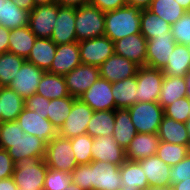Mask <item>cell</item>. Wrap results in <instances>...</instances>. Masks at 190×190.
<instances>
[{
    "mask_svg": "<svg viewBox=\"0 0 190 190\" xmlns=\"http://www.w3.org/2000/svg\"><path fill=\"white\" fill-rule=\"evenodd\" d=\"M24 103L25 107L30 111H35L37 114L42 115V118H47L49 99L35 93L31 97L26 98Z\"/></svg>",
    "mask_w": 190,
    "mask_h": 190,
    "instance_id": "cell-47",
    "label": "cell"
},
{
    "mask_svg": "<svg viewBox=\"0 0 190 190\" xmlns=\"http://www.w3.org/2000/svg\"><path fill=\"white\" fill-rule=\"evenodd\" d=\"M147 40L141 34H132L114 42L115 54L123 56L137 65L146 66Z\"/></svg>",
    "mask_w": 190,
    "mask_h": 190,
    "instance_id": "cell-20",
    "label": "cell"
},
{
    "mask_svg": "<svg viewBox=\"0 0 190 190\" xmlns=\"http://www.w3.org/2000/svg\"><path fill=\"white\" fill-rule=\"evenodd\" d=\"M119 169V165L91 161L77 165L71 172V180L83 190H120L123 184Z\"/></svg>",
    "mask_w": 190,
    "mask_h": 190,
    "instance_id": "cell-1",
    "label": "cell"
},
{
    "mask_svg": "<svg viewBox=\"0 0 190 190\" xmlns=\"http://www.w3.org/2000/svg\"><path fill=\"white\" fill-rule=\"evenodd\" d=\"M186 11H190V0H175Z\"/></svg>",
    "mask_w": 190,
    "mask_h": 190,
    "instance_id": "cell-56",
    "label": "cell"
},
{
    "mask_svg": "<svg viewBox=\"0 0 190 190\" xmlns=\"http://www.w3.org/2000/svg\"><path fill=\"white\" fill-rule=\"evenodd\" d=\"M176 44L171 32L149 39L146 47V66L163 70Z\"/></svg>",
    "mask_w": 190,
    "mask_h": 190,
    "instance_id": "cell-12",
    "label": "cell"
},
{
    "mask_svg": "<svg viewBox=\"0 0 190 190\" xmlns=\"http://www.w3.org/2000/svg\"><path fill=\"white\" fill-rule=\"evenodd\" d=\"M136 134L137 131L131 121L129 111L127 109H116L113 138L118 145L126 149Z\"/></svg>",
    "mask_w": 190,
    "mask_h": 190,
    "instance_id": "cell-32",
    "label": "cell"
},
{
    "mask_svg": "<svg viewBox=\"0 0 190 190\" xmlns=\"http://www.w3.org/2000/svg\"><path fill=\"white\" fill-rule=\"evenodd\" d=\"M26 59L14 53L0 54V87H8Z\"/></svg>",
    "mask_w": 190,
    "mask_h": 190,
    "instance_id": "cell-39",
    "label": "cell"
},
{
    "mask_svg": "<svg viewBox=\"0 0 190 190\" xmlns=\"http://www.w3.org/2000/svg\"><path fill=\"white\" fill-rule=\"evenodd\" d=\"M36 93L49 100L70 96L64 76L50 72H44Z\"/></svg>",
    "mask_w": 190,
    "mask_h": 190,
    "instance_id": "cell-31",
    "label": "cell"
},
{
    "mask_svg": "<svg viewBox=\"0 0 190 190\" xmlns=\"http://www.w3.org/2000/svg\"><path fill=\"white\" fill-rule=\"evenodd\" d=\"M137 133H157L164 117L158 102H138L128 109Z\"/></svg>",
    "mask_w": 190,
    "mask_h": 190,
    "instance_id": "cell-5",
    "label": "cell"
},
{
    "mask_svg": "<svg viewBox=\"0 0 190 190\" xmlns=\"http://www.w3.org/2000/svg\"><path fill=\"white\" fill-rule=\"evenodd\" d=\"M75 99V97L67 96L59 99H52L50 100V103H48L47 118L58 131L63 126L65 120L71 112Z\"/></svg>",
    "mask_w": 190,
    "mask_h": 190,
    "instance_id": "cell-38",
    "label": "cell"
},
{
    "mask_svg": "<svg viewBox=\"0 0 190 190\" xmlns=\"http://www.w3.org/2000/svg\"><path fill=\"white\" fill-rule=\"evenodd\" d=\"M186 126H187V132H188L189 137H190V119H188Z\"/></svg>",
    "mask_w": 190,
    "mask_h": 190,
    "instance_id": "cell-62",
    "label": "cell"
},
{
    "mask_svg": "<svg viewBox=\"0 0 190 190\" xmlns=\"http://www.w3.org/2000/svg\"><path fill=\"white\" fill-rule=\"evenodd\" d=\"M56 45H63L77 41L75 31V8H58L57 19L50 38Z\"/></svg>",
    "mask_w": 190,
    "mask_h": 190,
    "instance_id": "cell-19",
    "label": "cell"
},
{
    "mask_svg": "<svg viewBox=\"0 0 190 190\" xmlns=\"http://www.w3.org/2000/svg\"><path fill=\"white\" fill-rule=\"evenodd\" d=\"M123 186L145 190L149 184L147 177L138 161L126 160L120 165Z\"/></svg>",
    "mask_w": 190,
    "mask_h": 190,
    "instance_id": "cell-36",
    "label": "cell"
},
{
    "mask_svg": "<svg viewBox=\"0 0 190 190\" xmlns=\"http://www.w3.org/2000/svg\"><path fill=\"white\" fill-rule=\"evenodd\" d=\"M25 134L17 121L0 123V148L8 150L10 144L17 142Z\"/></svg>",
    "mask_w": 190,
    "mask_h": 190,
    "instance_id": "cell-42",
    "label": "cell"
},
{
    "mask_svg": "<svg viewBox=\"0 0 190 190\" xmlns=\"http://www.w3.org/2000/svg\"><path fill=\"white\" fill-rule=\"evenodd\" d=\"M141 11L139 7L125 5L105 12V36L115 42L126 36L141 33Z\"/></svg>",
    "mask_w": 190,
    "mask_h": 190,
    "instance_id": "cell-2",
    "label": "cell"
},
{
    "mask_svg": "<svg viewBox=\"0 0 190 190\" xmlns=\"http://www.w3.org/2000/svg\"><path fill=\"white\" fill-rule=\"evenodd\" d=\"M157 134L160 141L186 146L190 143L186 123L175 121L167 116L163 117Z\"/></svg>",
    "mask_w": 190,
    "mask_h": 190,
    "instance_id": "cell-25",
    "label": "cell"
},
{
    "mask_svg": "<svg viewBox=\"0 0 190 190\" xmlns=\"http://www.w3.org/2000/svg\"><path fill=\"white\" fill-rule=\"evenodd\" d=\"M156 155L172 167L188 155V146L160 141Z\"/></svg>",
    "mask_w": 190,
    "mask_h": 190,
    "instance_id": "cell-40",
    "label": "cell"
},
{
    "mask_svg": "<svg viewBox=\"0 0 190 190\" xmlns=\"http://www.w3.org/2000/svg\"><path fill=\"white\" fill-rule=\"evenodd\" d=\"M164 75L172 77H184L190 72L189 46L176 44L171 55L168 57V63L162 70Z\"/></svg>",
    "mask_w": 190,
    "mask_h": 190,
    "instance_id": "cell-30",
    "label": "cell"
},
{
    "mask_svg": "<svg viewBox=\"0 0 190 190\" xmlns=\"http://www.w3.org/2000/svg\"><path fill=\"white\" fill-rule=\"evenodd\" d=\"M137 77L123 79L112 83V94L116 109H128L130 106L139 102L137 96Z\"/></svg>",
    "mask_w": 190,
    "mask_h": 190,
    "instance_id": "cell-24",
    "label": "cell"
},
{
    "mask_svg": "<svg viewBox=\"0 0 190 190\" xmlns=\"http://www.w3.org/2000/svg\"><path fill=\"white\" fill-rule=\"evenodd\" d=\"M77 42L105 36V13L87 4L75 8Z\"/></svg>",
    "mask_w": 190,
    "mask_h": 190,
    "instance_id": "cell-4",
    "label": "cell"
},
{
    "mask_svg": "<svg viewBox=\"0 0 190 190\" xmlns=\"http://www.w3.org/2000/svg\"><path fill=\"white\" fill-rule=\"evenodd\" d=\"M71 182V174L48 168L43 190H63L69 186Z\"/></svg>",
    "mask_w": 190,
    "mask_h": 190,
    "instance_id": "cell-45",
    "label": "cell"
},
{
    "mask_svg": "<svg viewBox=\"0 0 190 190\" xmlns=\"http://www.w3.org/2000/svg\"><path fill=\"white\" fill-rule=\"evenodd\" d=\"M10 30L0 25V54L8 52Z\"/></svg>",
    "mask_w": 190,
    "mask_h": 190,
    "instance_id": "cell-50",
    "label": "cell"
},
{
    "mask_svg": "<svg viewBox=\"0 0 190 190\" xmlns=\"http://www.w3.org/2000/svg\"><path fill=\"white\" fill-rule=\"evenodd\" d=\"M120 190H139L138 188H131L129 186H122Z\"/></svg>",
    "mask_w": 190,
    "mask_h": 190,
    "instance_id": "cell-61",
    "label": "cell"
},
{
    "mask_svg": "<svg viewBox=\"0 0 190 190\" xmlns=\"http://www.w3.org/2000/svg\"><path fill=\"white\" fill-rule=\"evenodd\" d=\"M36 39L29 26L10 30L8 51L27 59Z\"/></svg>",
    "mask_w": 190,
    "mask_h": 190,
    "instance_id": "cell-28",
    "label": "cell"
},
{
    "mask_svg": "<svg viewBox=\"0 0 190 190\" xmlns=\"http://www.w3.org/2000/svg\"><path fill=\"white\" fill-rule=\"evenodd\" d=\"M35 6L56 3V0H33Z\"/></svg>",
    "mask_w": 190,
    "mask_h": 190,
    "instance_id": "cell-59",
    "label": "cell"
},
{
    "mask_svg": "<svg viewBox=\"0 0 190 190\" xmlns=\"http://www.w3.org/2000/svg\"><path fill=\"white\" fill-rule=\"evenodd\" d=\"M159 144L157 133H137L125 149L126 160L139 161L156 155Z\"/></svg>",
    "mask_w": 190,
    "mask_h": 190,
    "instance_id": "cell-22",
    "label": "cell"
},
{
    "mask_svg": "<svg viewBox=\"0 0 190 190\" xmlns=\"http://www.w3.org/2000/svg\"><path fill=\"white\" fill-rule=\"evenodd\" d=\"M47 170L45 159L25 157L15 162L12 177L19 190H43Z\"/></svg>",
    "mask_w": 190,
    "mask_h": 190,
    "instance_id": "cell-3",
    "label": "cell"
},
{
    "mask_svg": "<svg viewBox=\"0 0 190 190\" xmlns=\"http://www.w3.org/2000/svg\"><path fill=\"white\" fill-rule=\"evenodd\" d=\"M145 190H171V186H148Z\"/></svg>",
    "mask_w": 190,
    "mask_h": 190,
    "instance_id": "cell-58",
    "label": "cell"
},
{
    "mask_svg": "<svg viewBox=\"0 0 190 190\" xmlns=\"http://www.w3.org/2000/svg\"><path fill=\"white\" fill-rule=\"evenodd\" d=\"M11 1L19 8L29 12L35 7L33 0H11Z\"/></svg>",
    "mask_w": 190,
    "mask_h": 190,
    "instance_id": "cell-53",
    "label": "cell"
},
{
    "mask_svg": "<svg viewBox=\"0 0 190 190\" xmlns=\"http://www.w3.org/2000/svg\"><path fill=\"white\" fill-rule=\"evenodd\" d=\"M44 159L49 169L60 170L69 174L78 165L70 139L59 135L47 143Z\"/></svg>",
    "mask_w": 190,
    "mask_h": 190,
    "instance_id": "cell-6",
    "label": "cell"
},
{
    "mask_svg": "<svg viewBox=\"0 0 190 190\" xmlns=\"http://www.w3.org/2000/svg\"><path fill=\"white\" fill-rule=\"evenodd\" d=\"M57 3L35 6L29 14V27L37 38H51L58 15Z\"/></svg>",
    "mask_w": 190,
    "mask_h": 190,
    "instance_id": "cell-10",
    "label": "cell"
},
{
    "mask_svg": "<svg viewBox=\"0 0 190 190\" xmlns=\"http://www.w3.org/2000/svg\"><path fill=\"white\" fill-rule=\"evenodd\" d=\"M186 87L185 76L172 77L164 75L157 102L162 108L170 105L173 101L186 96Z\"/></svg>",
    "mask_w": 190,
    "mask_h": 190,
    "instance_id": "cell-33",
    "label": "cell"
},
{
    "mask_svg": "<svg viewBox=\"0 0 190 190\" xmlns=\"http://www.w3.org/2000/svg\"><path fill=\"white\" fill-rule=\"evenodd\" d=\"M29 14L11 0H0V25L9 30L29 26Z\"/></svg>",
    "mask_w": 190,
    "mask_h": 190,
    "instance_id": "cell-27",
    "label": "cell"
},
{
    "mask_svg": "<svg viewBox=\"0 0 190 190\" xmlns=\"http://www.w3.org/2000/svg\"><path fill=\"white\" fill-rule=\"evenodd\" d=\"M72 150L78 165L89 164L92 161L91 147L93 137L88 134L79 135L70 139Z\"/></svg>",
    "mask_w": 190,
    "mask_h": 190,
    "instance_id": "cell-41",
    "label": "cell"
},
{
    "mask_svg": "<svg viewBox=\"0 0 190 190\" xmlns=\"http://www.w3.org/2000/svg\"><path fill=\"white\" fill-rule=\"evenodd\" d=\"M139 67L135 62L114 53L99 66V73L101 78L114 83L136 76Z\"/></svg>",
    "mask_w": 190,
    "mask_h": 190,
    "instance_id": "cell-17",
    "label": "cell"
},
{
    "mask_svg": "<svg viewBox=\"0 0 190 190\" xmlns=\"http://www.w3.org/2000/svg\"><path fill=\"white\" fill-rule=\"evenodd\" d=\"M56 48L57 45L50 38H37L26 60L47 72L56 54Z\"/></svg>",
    "mask_w": 190,
    "mask_h": 190,
    "instance_id": "cell-26",
    "label": "cell"
},
{
    "mask_svg": "<svg viewBox=\"0 0 190 190\" xmlns=\"http://www.w3.org/2000/svg\"><path fill=\"white\" fill-rule=\"evenodd\" d=\"M93 110L80 98L73 102L71 112L59 129L58 135L63 138H74L86 134L89 121L92 118Z\"/></svg>",
    "mask_w": 190,
    "mask_h": 190,
    "instance_id": "cell-7",
    "label": "cell"
},
{
    "mask_svg": "<svg viewBox=\"0 0 190 190\" xmlns=\"http://www.w3.org/2000/svg\"><path fill=\"white\" fill-rule=\"evenodd\" d=\"M147 177L149 186H171V166L164 163L157 155L138 161Z\"/></svg>",
    "mask_w": 190,
    "mask_h": 190,
    "instance_id": "cell-23",
    "label": "cell"
},
{
    "mask_svg": "<svg viewBox=\"0 0 190 190\" xmlns=\"http://www.w3.org/2000/svg\"><path fill=\"white\" fill-rule=\"evenodd\" d=\"M56 3L63 7L77 8L90 3V0H56Z\"/></svg>",
    "mask_w": 190,
    "mask_h": 190,
    "instance_id": "cell-51",
    "label": "cell"
},
{
    "mask_svg": "<svg viewBox=\"0 0 190 190\" xmlns=\"http://www.w3.org/2000/svg\"><path fill=\"white\" fill-rule=\"evenodd\" d=\"M140 30L148 41L157 35L164 36L167 32H171V25L148 9H142Z\"/></svg>",
    "mask_w": 190,
    "mask_h": 190,
    "instance_id": "cell-35",
    "label": "cell"
},
{
    "mask_svg": "<svg viewBox=\"0 0 190 190\" xmlns=\"http://www.w3.org/2000/svg\"><path fill=\"white\" fill-rule=\"evenodd\" d=\"M44 72V70L25 60L8 87L25 100L37 92L38 84Z\"/></svg>",
    "mask_w": 190,
    "mask_h": 190,
    "instance_id": "cell-13",
    "label": "cell"
},
{
    "mask_svg": "<svg viewBox=\"0 0 190 190\" xmlns=\"http://www.w3.org/2000/svg\"><path fill=\"white\" fill-rule=\"evenodd\" d=\"M171 34L177 44L190 46V11L171 25Z\"/></svg>",
    "mask_w": 190,
    "mask_h": 190,
    "instance_id": "cell-44",
    "label": "cell"
},
{
    "mask_svg": "<svg viewBox=\"0 0 190 190\" xmlns=\"http://www.w3.org/2000/svg\"><path fill=\"white\" fill-rule=\"evenodd\" d=\"M63 190H83L76 183L71 182L69 186L64 188Z\"/></svg>",
    "mask_w": 190,
    "mask_h": 190,
    "instance_id": "cell-60",
    "label": "cell"
},
{
    "mask_svg": "<svg viewBox=\"0 0 190 190\" xmlns=\"http://www.w3.org/2000/svg\"><path fill=\"white\" fill-rule=\"evenodd\" d=\"M81 64L79 42L57 45L56 54L47 72L65 76Z\"/></svg>",
    "mask_w": 190,
    "mask_h": 190,
    "instance_id": "cell-18",
    "label": "cell"
},
{
    "mask_svg": "<svg viewBox=\"0 0 190 190\" xmlns=\"http://www.w3.org/2000/svg\"><path fill=\"white\" fill-rule=\"evenodd\" d=\"M25 100L9 87H0L1 122L16 121L25 107Z\"/></svg>",
    "mask_w": 190,
    "mask_h": 190,
    "instance_id": "cell-29",
    "label": "cell"
},
{
    "mask_svg": "<svg viewBox=\"0 0 190 190\" xmlns=\"http://www.w3.org/2000/svg\"><path fill=\"white\" fill-rule=\"evenodd\" d=\"M92 161L121 165L126 161L125 149L118 145L113 135L93 138Z\"/></svg>",
    "mask_w": 190,
    "mask_h": 190,
    "instance_id": "cell-16",
    "label": "cell"
},
{
    "mask_svg": "<svg viewBox=\"0 0 190 190\" xmlns=\"http://www.w3.org/2000/svg\"><path fill=\"white\" fill-rule=\"evenodd\" d=\"M188 155L190 156V143L188 144Z\"/></svg>",
    "mask_w": 190,
    "mask_h": 190,
    "instance_id": "cell-63",
    "label": "cell"
},
{
    "mask_svg": "<svg viewBox=\"0 0 190 190\" xmlns=\"http://www.w3.org/2000/svg\"><path fill=\"white\" fill-rule=\"evenodd\" d=\"M171 190H190V178L173 184Z\"/></svg>",
    "mask_w": 190,
    "mask_h": 190,
    "instance_id": "cell-55",
    "label": "cell"
},
{
    "mask_svg": "<svg viewBox=\"0 0 190 190\" xmlns=\"http://www.w3.org/2000/svg\"><path fill=\"white\" fill-rule=\"evenodd\" d=\"M190 178V156L187 155L178 164L171 167L170 182L171 186L178 182L187 180Z\"/></svg>",
    "mask_w": 190,
    "mask_h": 190,
    "instance_id": "cell-46",
    "label": "cell"
},
{
    "mask_svg": "<svg viewBox=\"0 0 190 190\" xmlns=\"http://www.w3.org/2000/svg\"><path fill=\"white\" fill-rule=\"evenodd\" d=\"M152 0H126V4L129 6L139 7L140 9H147Z\"/></svg>",
    "mask_w": 190,
    "mask_h": 190,
    "instance_id": "cell-54",
    "label": "cell"
},
{
    "mask_svg": "<svg viewBox=\"0 0 190 190\" xmlns=\"http://www.w3.org/2000/svg\"><path fill=\"white\" fill-rule=\"evenodd\" d=\"M41 116L24 107L16 121L26 134L37 136L48 143L58 136V130L48 118Z\"/></svg>",
    "mask_w": 190,
    "mask_h": 190,
    "instance_id": "cell-11",
    "label": "cell"
},
{
    "mask_svg": "<svg viewBox=\"0 0 190 190\" xmlns=\"http://www.w3.org/2000/svg\"><path fill=\"white\" fill-rule=\"evenodd\" d=\"M79 98L93 111L115 110L112 83L101 77Z\"/></svg>",
    "mask_w": 190,
    "mask_h": 190,
    "instance_id": "cell-15",
    "label": "cell"
},
{
    "mask_svg": "<svg viewBox=\"0 0 190 190\" xmlns=\"http://www.w3.org/2000/svg\"><path fill=\"white\" fill-rule=\"evenodd\" d=\"M89 4L97 7L104 13L127 5L126 0H90Z\"/></svg>",
    "mask_w": 190,
    "mask_h": 190,
    "instance_id": "cell-49",
    "label": "cell"
},
{
    "mask_svg": "<svg viewBox=\"0 0 190 190\" xmlns=\"http://www.w3.org/2000/svg\"><path fill=\"white\" fill-rule=\"evenodd\" d=\"M190 98L182 97L173 101L170 105L163 108L164 116L174 119L181 123H187L189 119Z\"/></svg>",
    "mask_w": 190,
    "mask_h": 190,
    "instance_id": "cell-43",
    "label": "cell"
},
{
    "mask_svg": "<svg viewBox=\"0 0 190 190\" xmlns=\"http://www.w3.org/2000/svg\"><path fill=\"white\" fill-rule=\"evenodd\" d=\"M79 50L82 64L98 67L115 53L114 42L106 36L80 41Z\"/></svg>",
    "mask_w": 190,
    "mask_h": 190,
    "instance_id": "cell-8",
    "label": "cell"
},
{
    "mask_svg": "<svg viewBox=\"0 0 190 190\" xmlns=\"http://www.w3.org/2000/svg\"><path fill=\"white\" fill-rule=\"evenodd\" d=\"M0 190H19L13 177L0 180Z\"/></svg>",
    "mask_w": 190,
    "mask_h": 190,
    "instance_id": "cell-52",
    "label": "cell"
},
{
    "mask_svg": "<svg viewBox=\"0 0 190 190\" xmlns=\"http://www.w3.org/2000/svg\"><path fill=\"white\" fill-rule=\"evenodd\" d=\"M46 148V141L37 136L25 133L17 142L10 144V148L7 152L15 163L25 157L44 159L46 156Z\"/></svg>",
    "mask_w": 190,
    "mask_h": 190,
    "instance_id": "cell-21",
    "label": "cell"
},
{
    "mask_svg": "<svg viewBox=\"0 0 190 190\" xmlns=\"http://www.w3.org/2000/svg\"><path fill=\"white\" fill-rule=\"evenodd\" d=\"M15 169V163L7 150L0 148V180L12 177Z\"/></svg>",
    "mask_w": 190,
    "mask_h": 190,
    "instance_id": "cell-48",
    "label": "cell"
},
{
    "mask_svg": "<svg viewBox=\"0 0 190 190\" xmlns=\"http://www.w3.org/2000/svg\"><path fill=\"white\" fill-rule=\"evenodd\" d=\"M147 9L157 14L158 17L164 19L170 25H173L186 12L175 0H152Z\"/></svg>",
    "mask_w": 190,
    "mask_h": 190,
    "instance_id": "cell-37",
    "label": "cell"
},
{
    "mask_svg": "<svg viewBox=\"0 0 190 190\" xmlns=\"http://www.w3.org/2000/svg\"><path fill=\"white\" fill-rule=\"evenodd\" d=\"M69 95L79 98L100 78L99 67L81 64L64 76Z\"/></svg>",
    "mask_w": 190,
    "mask_h": 190,
    "instance_id": "cell-14",
    "label": "cell"
},
{
    "mask_svg": "<svg viewBox=\"0 0 190 190\" xmlns=\"http://www.w3.org/2000/svg\"><path fill=\"white\" fill-rule=\"evenodd\" d=\"M186 80V97L190 98V72L185 75Z\"/></svg>",
    "mask_w": 190,
    "mask_h": 190,
    "instance_id": "cell-57",
    "label": "cell"
},
{
    "mask_svg": "<svg viewBox=\"0 0 190 190\" xmlns=\"http://www.w3.org/2000/svg\"><path fill=\"white\" fill-rule=\"evenodd\" d=\"M137 96L139 102H157L164 78L160 69L147 66L139 67L137 74Z\"/></svg>",
    "mask_w": 190,
    "mask_h": 190,
    "instance_id": "cell-9",
    "label": "cell"
},
{
    "mask_svg": "<svg viewBox=\"0 0 190 190\" xmlns=\"http://www.w3.org/2000/svg\"><path fill=\"white\" fill-rule=\"evenodd\" d=\"M115 122V110L94 111L88 123L86 134L93 138L99 136L113 135Z\"/></svg>",
    "mask_w": 190,
    "mask_h": 190,
    "instance_id": "cell-34",
    "label": "cell"
}]
</instances>
